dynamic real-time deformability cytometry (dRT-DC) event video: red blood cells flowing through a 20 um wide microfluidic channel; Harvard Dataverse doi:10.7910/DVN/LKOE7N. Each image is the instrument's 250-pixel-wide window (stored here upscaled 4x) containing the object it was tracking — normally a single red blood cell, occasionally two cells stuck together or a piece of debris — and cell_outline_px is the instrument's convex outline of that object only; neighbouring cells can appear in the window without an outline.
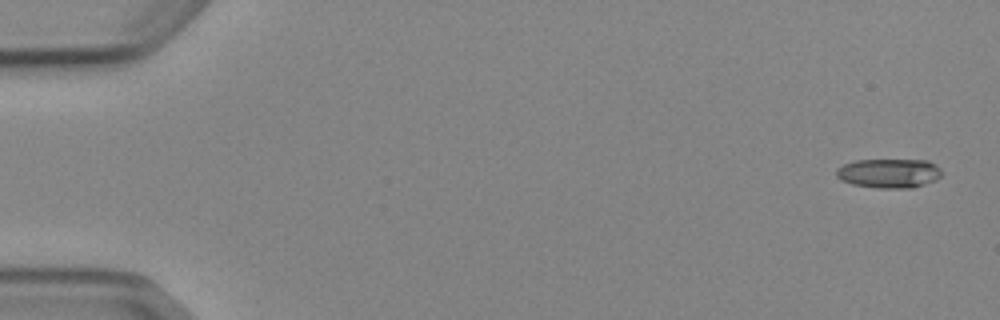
{"species": "Egyptian fruit bat (a non-hibernating species)", "species_latin": "Rousettus aegyptiacus", "temperature_condition": "cold", "stored_images_in_passage": 5, "camera_frame_rate_fps": 3000, "um_per_image_px": 0.085, "animal": {"sex": "female"}, "frame": {"image": 1, "passage_image": 1, "time_ms": 0.0, "image_size_px": [1000, 320], "cell_outline_px": [[944, 172], [936, 180], [912, 188], [876, 188], [852, 184], [840, 180], [836, 176], [836, 168], [844, 164], [856, 160], [928, 160], [936, 164]], "centroid_in_image_um": [75.57, 14.72], "position_along_channel_um": 9.4, "area_um2": 18.21}}
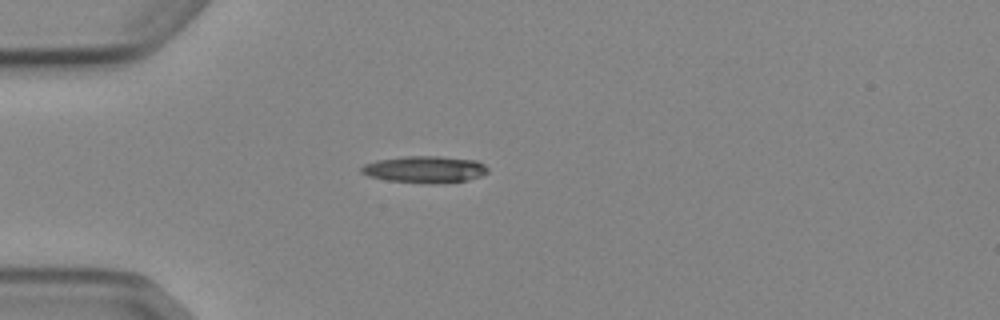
{"frame": {"image": 2, "passage_image": 4, "time_ms": 4.333, "image_size_px": [1000, 320], "cell_outline_px": [[488, 172], [480, 176], [468, 180], [432, 184], [388, 180], [368, 176], [360, 172], [360, 168], [364, 164], [376, 160], [404, 156], [440, 156], [476, 160], [484, 164], [488, 168]], "centroid_in_image_um": [36.1, 14.39], "position_along_channel_um": 48.9, "area_um2": 19.83}}